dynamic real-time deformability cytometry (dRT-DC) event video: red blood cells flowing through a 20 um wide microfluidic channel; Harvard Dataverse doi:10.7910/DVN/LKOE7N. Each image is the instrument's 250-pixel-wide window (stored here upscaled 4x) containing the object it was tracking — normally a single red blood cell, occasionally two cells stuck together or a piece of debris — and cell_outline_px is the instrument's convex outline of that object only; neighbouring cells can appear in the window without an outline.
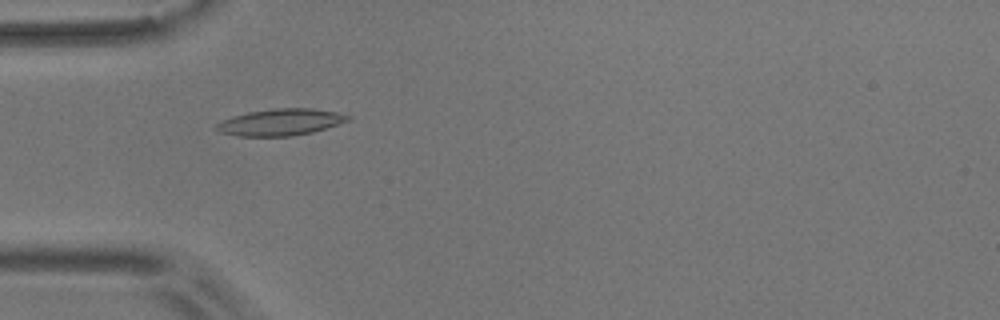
{"species": "common noctule bat (a hibernating species)", "species_latin": "Nyctalus noctula", "temperature_condition": "room temperature", "stored_images_in_passage": 40, "camera_frame_rate_fps": 3000, "um_per_image_px": 0.085, "animal": {"sex": "male", "body_mass_g": 17.9}, "frame": {"image": 1, "passage_image": 4, "time_ms": 1.0, "image_size_px": [1000, 320], "cell_outline_px": [[352, 120], [312, 132], [292, 136], [236, 136], [220, 132], [216, 128], [216, 124], [220, 120], [232, 116], [248, 112], [272, 108], [312, 108], [336, 112], [352, 116]], "centroid_in_image_um": [23.85, 10.38], "position_along_channel_um": 61.2, "area_um2": 20.58}}
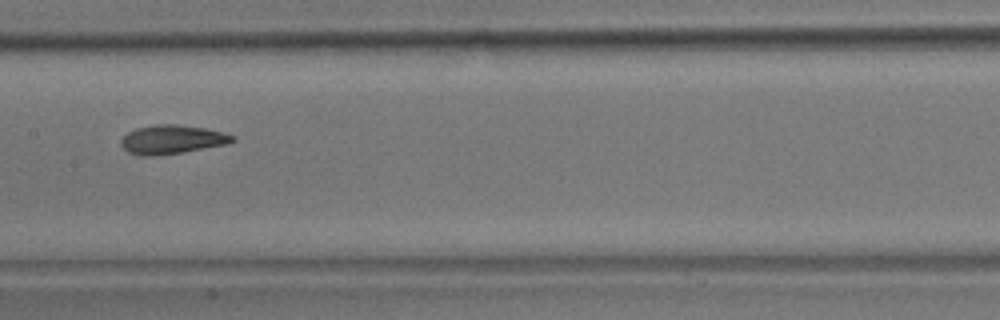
{"frame": {"image": 2, "passage_image": 15, "time_ms": 4.667, "image_size_px": [1000, 320], "cell_outline_px": [[236, 140], [228, 144], [180, 152], [152, 156], [140, 156], [128, 152], [120, 144], [120, 140], [128, 132], [136, 128], [156, 124], [176, 124], [204, 128], [224, 132], [236, 136]], "centroid_in_image_um": [14.63, 11.85], "position_along_channel_um": 192.8, "area_um2": 18.73}}
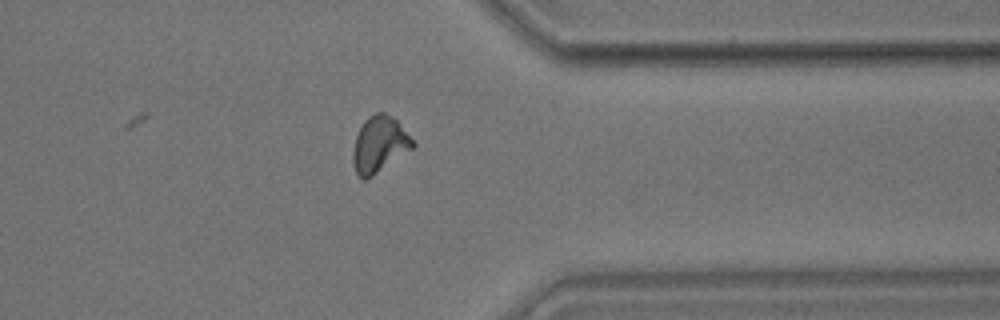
{"frame": {"image": 3, "passage_image": 31, "time_ms": 10.0, "image_size_px": [1000, 320], "cell_outline_px": [[416, 144], [412, 148], [372, 176], [364, 180], [356, 172], [352, 160], [352, 152], [356, 136], [364, 120], [368, 116], [376, 112], [384, 112], [392, 116], [400, 124]], "centroid_in_image_um": [32.23, 12.25], "position_along_channel_um": 379.2, "area_um2": 19.25}, "authors_computed_cell_mechanics": {"area_um2": 18.2648, "velocity_mm_per_s": 3.6258, "shape_relaxation_time_tau1_ms": 5.2918, "shape_relaxation_time_tau2_ms": 2.0767, "deformation_change_tau1": 0.164, "deformation_change_tau2": 0.0897}}